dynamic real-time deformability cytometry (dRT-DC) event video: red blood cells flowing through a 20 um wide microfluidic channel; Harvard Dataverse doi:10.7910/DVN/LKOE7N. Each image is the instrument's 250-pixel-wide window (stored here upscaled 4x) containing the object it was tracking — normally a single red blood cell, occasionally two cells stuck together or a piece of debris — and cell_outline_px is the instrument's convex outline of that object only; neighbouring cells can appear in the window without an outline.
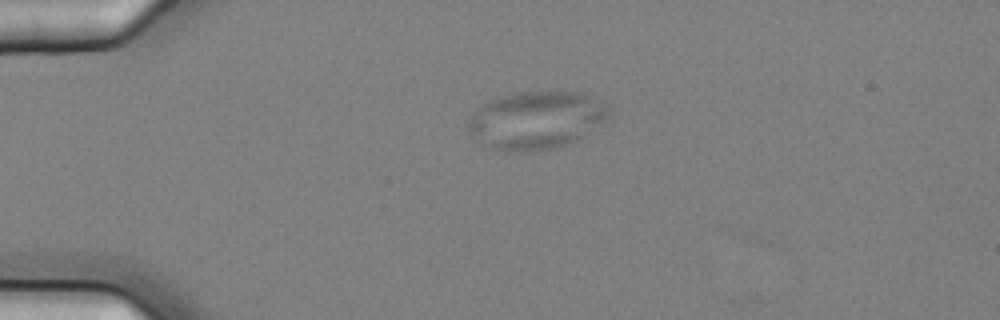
{"species": "common noctule bat (a hibernating species)", "species_latin": "Nyctalus noctula", "temperature_condition": "cold", "stored_images_in_passage": 2, "camera_frame_rate_fps": 3000, "um_per_image_px": 0.085, "animal": {"sex": "female", "body_mass_g": 25.1}, "frame": {"image": 1, "passage_image": 1, "time_ms": 0.0, "image_size_px": [1000, 320], "cell_outline_px": [[612, 112], [608, 120], [604, 124], [576, 140], [560, 148], [528, 152], [508, 152], [484, 144], [468, 128], [468, 120], [484, 100], [496, 96], [520, 92], [580, 92], [608, 104]], "centroid_in_image_um": [45.64, 10.21], "position_along_channel_um": 39.4, "area_um2": 47.92}}